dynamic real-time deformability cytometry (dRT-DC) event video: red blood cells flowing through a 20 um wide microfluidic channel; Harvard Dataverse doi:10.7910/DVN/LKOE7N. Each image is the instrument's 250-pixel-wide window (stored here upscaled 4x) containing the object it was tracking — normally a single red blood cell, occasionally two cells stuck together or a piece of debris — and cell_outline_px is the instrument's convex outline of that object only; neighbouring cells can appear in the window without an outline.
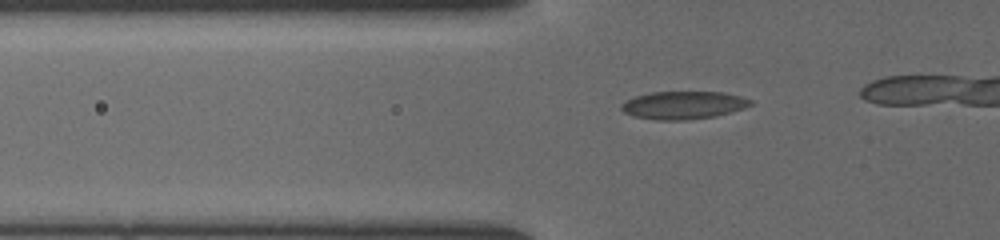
{"species": "common noctule bat (a hibernating species)", "species_latin": "Nyctalus noctula", "temperature_condition": "cold", "stored_images_in_passage": 22, "camera_frame_rate_fps": 3000, "um_per_image_px": 0.085, "animal": {"sex": "female", "body_mass_g": 19.5, "forearm_length_mm": 54.1}, "frame": {"image": 1, "passage_image": 13, "time_ms": 4.0, "image_size_px": [1000, 240], "cell_outline_px": [[752, 104], [744, 108], [732, 112], [716, 116], [684, 120], [656, 120], [632, 116], [624, 112], [620, 108], [620, 104], [624, 100], [636, 96], [652, 92], [724, 92], [740, 96], [752, 100]], "centroid_in_image_um": [58.06, 8.94], "position_along_channel_um": 67.7, "area_um2": 21.1}}